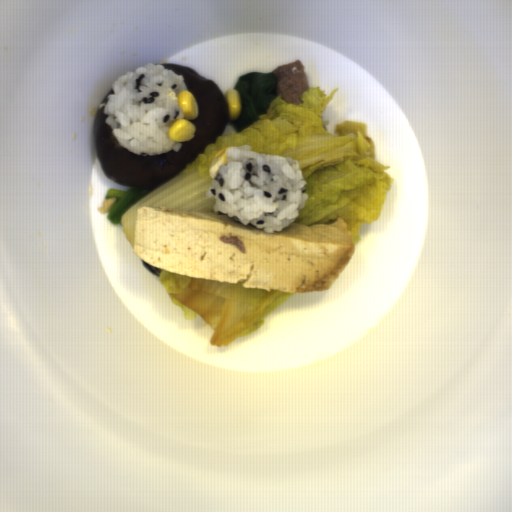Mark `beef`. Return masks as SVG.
I'll use <instances>...</instances> for the list:
<instances>
[{
  "instance_id": "beef-2",
  "label": "beef",
  "mask_w": 512,
  "mask_h": 512,
  "mask_svg": "<svg viewBox=\"0 0 512 512\" xmlns=\"http://www.w3.org/2000/svg\"><path fill=\"white\" fill-rule=\"evenodd\" d=\"M219 241L225 244H233L238 247L242 253H245V247L238 237L223 235L219 237Z\"/></svg>"
},
{
  "instance_id": "beef-1",
  "label": "beef",
  "mask_w": 512,
  "mask_h": 512,
  "mask_svg": "<svg viewBox=\"0 0 512 512\" xmlns=\"http://www.w3.org/2000/svg\"><path fill=\"white\" fill-rule=\"evenodd\" d=\"M270 74H273L276 81L277 97L295 105L304 104L303 92L310 89V87L302 60L281 65Z\"/></svg>"
}]
</instances>
